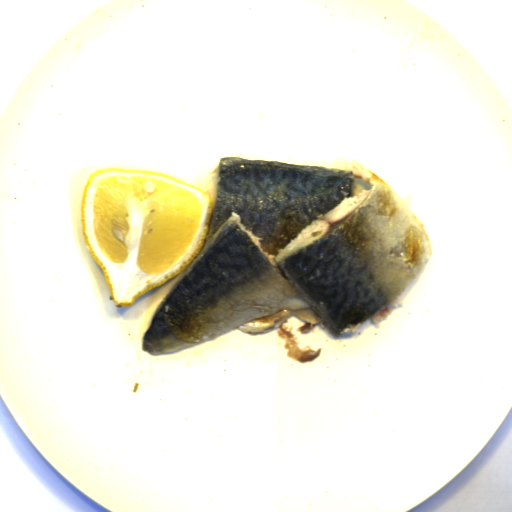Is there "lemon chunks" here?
Masks as SVG:
<instances>
[{
    "label": "lemon chunks",
    "mask_w": 512,
    "mask_h": 512,
    "mask_svg": "<svg viewBox=\"0 0 512 512\" xmlns=\"http://www.w3.org/2000/svg\"><path fill=\"white\" fill-rule=\"evenodd\" d=\"M212 217V196L203 189L148 170L98 169L80 201L84 245L115 307L131 306L190 265Z\"/></svg>",
    "instance_id": "e0be4373"
}]
</instances>
